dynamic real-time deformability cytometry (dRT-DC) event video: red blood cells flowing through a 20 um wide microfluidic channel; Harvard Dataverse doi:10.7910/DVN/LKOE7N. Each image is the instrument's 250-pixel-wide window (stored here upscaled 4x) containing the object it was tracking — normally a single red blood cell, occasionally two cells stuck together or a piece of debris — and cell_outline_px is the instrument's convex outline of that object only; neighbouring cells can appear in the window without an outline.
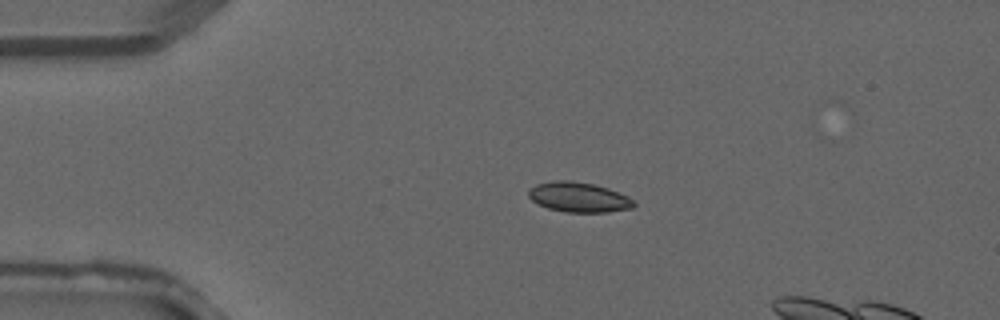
{"species": "common noctule bat (a hibernating species)", "species_latin": "Nyctalus noctula", "temperature_condition": "warm", "stored_images_in_passage": 4, "camera_frame_rate_fps": 3000, "um_per_image_px": 0.085, "animal": {"sex": "male", "forearm_length_mm": 52.5}, "frame": {"image": 1, "passage_image": 2, "time_ms": 0.333, "image_size_px": [1000, 320], "cell_outline_px": [[636, 204], [632, 208], [608, 212], [564, 212], [548, 208], [536, 204], [528, 196], [528, 188], [536, 184], [552, 180], [572, 180], [592, 184], [608, 188], [628, 196]], "centroid_in_image_um": [49.15, 16.75], "position_along_channel_um": 35.9, "area_um2": 18.55}}
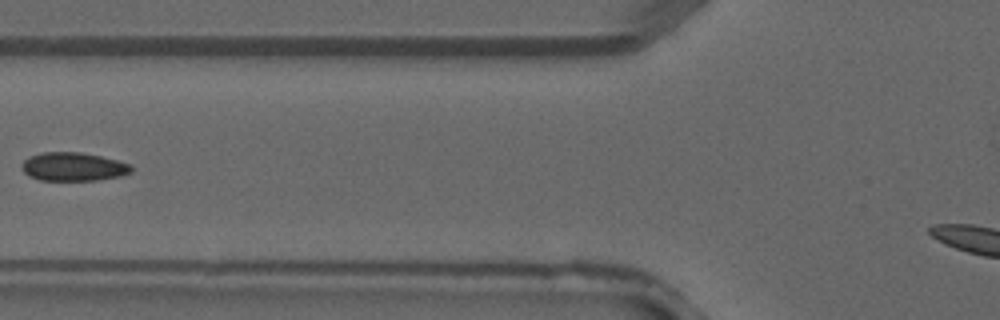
{"frame": {"image": 2, "passage_image": 4, "time_ms": 1.0, "image_size_px": [1000, 320], "cell_outline_px": [[132, 172], [120, 176], [100, 180], [40, 180], [28, 176], [20, 168], [20, 164], [28, 156], [40, 152], [80, 152], [100, 156], [132, 164]], "centroid_in_image_um": [6.2, 14.17], "position_along_channel_um": 119.6, "area_um2": 18.44}}